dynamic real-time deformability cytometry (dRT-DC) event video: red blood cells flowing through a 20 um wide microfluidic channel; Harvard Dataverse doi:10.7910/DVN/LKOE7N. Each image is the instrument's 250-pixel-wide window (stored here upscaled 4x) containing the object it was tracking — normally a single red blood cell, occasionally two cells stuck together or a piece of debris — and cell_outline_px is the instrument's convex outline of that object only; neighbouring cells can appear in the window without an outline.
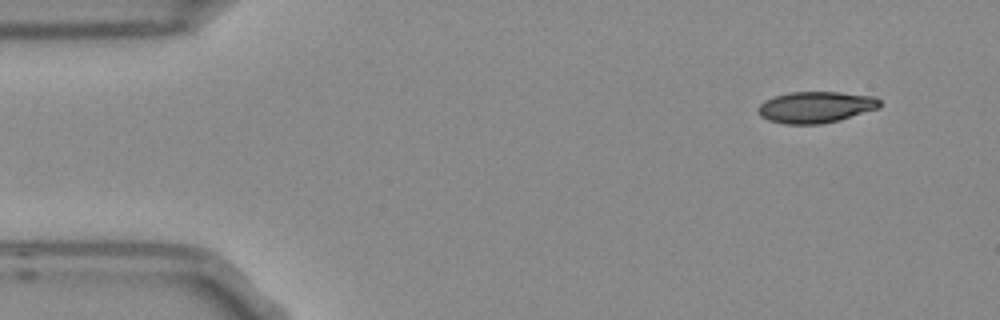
{"species": "Egyptian fruit bat (a non-hibernating species)", "species_latin": "Rousettus aegyptiacus", "temperature_condition": "room temperature", "stored_images_in_passage": 4, "camera_frame_rate_fps": 3000, "um_per_image_px": 0.085, "frame": {"image": 1, "passage_image": 1, "time_ms": 0.0, "image_size_px": [1000, 320], "cell_outline_px": [[880, 108], [836, 120], [820, 124], [784, 124], [768, 120], [760, 116], [756, 112], [756, 108], [764, 100], [788, 92], [840, 92], [876, 96], [880, 100]], "centroid_in_image_um": [69.3, 9.1], "position_along_channel_um": 15.7, "area_um2": 22.31}}
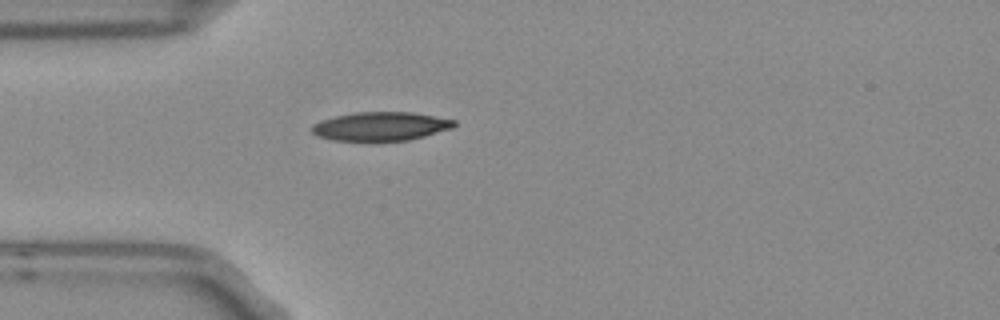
{"frame": {"image": 2, "passage_image": 4, "time_ms": 1.0, "image_size_px": [1000, 320], "cell_outline_px": [[456, 124], [452, 128], [424, 136], [408, 140], [332, 140], [316, 136], [312, 132], [312, 124], [320, 120], [352, 112], [412, 112], [456, 120]], "centroid_in_image_um": [32.34, 10.72], "position_along_channel_um": 52.7, "area_um2": 23.7}}